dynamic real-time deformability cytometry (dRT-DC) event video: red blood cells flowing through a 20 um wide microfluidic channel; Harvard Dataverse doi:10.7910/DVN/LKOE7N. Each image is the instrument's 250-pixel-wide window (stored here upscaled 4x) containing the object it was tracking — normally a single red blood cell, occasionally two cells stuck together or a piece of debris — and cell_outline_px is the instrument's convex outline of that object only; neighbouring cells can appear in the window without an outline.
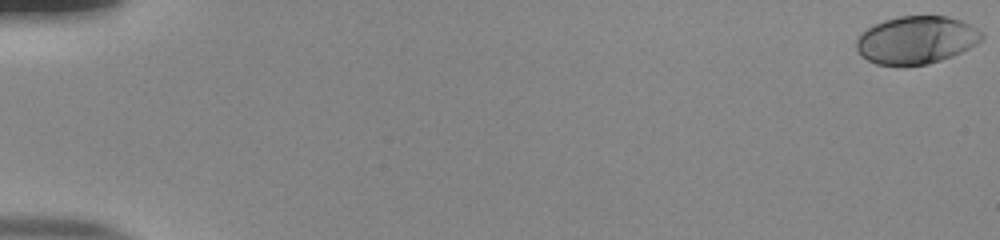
{"species": "human", "species_latin": "Homo sapiens", "temperature_condition": "room temperature", "stored_images_in_passage": 55, "camera_frame_rate_fps": 3000, "um_per_image_px": 0.085, "donor": {"sex": "male"}, "frame": {"image": 1, "passage_image": 1, "time_ms": 0.0, "image_size_px": [1000, 240], "cell_outline_px": [[984, 36], [976, 44], [952, 56], [928, 64], [904, 68], [900, 68], [876, 64], [860, 56], [856, 48], [856, 36], [860, 32], [884, 20], [900, 16], [948, 16], [960, 20], [984, 32]], "centroid_in_image_um": [77.83, 3.43], "position_along_channel_um": 7.2, "area_um2": 35.49}}
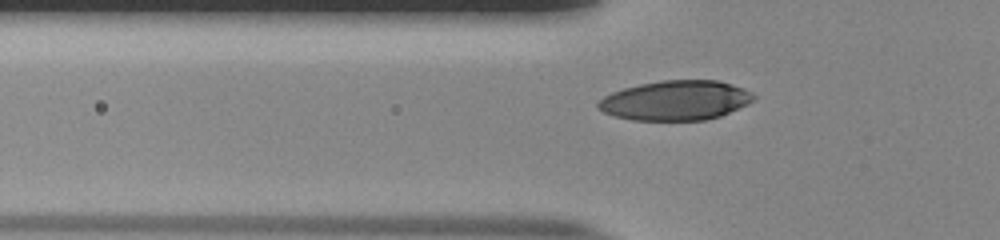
{"frame": {"image": 2, "passage_image": 20, "time_ms": 6.333, "image_size_px": [1000, 240], "cell_outline_px": [[756, 96], [748, 104], [720, 116], [704, 120], [632, 120], [616, 116], [604, 112], [596, 108], [596, 104], [604, 96], [612, 92], [624, 88], [640, 84], [664, 80], [716, 80], [732, 84], [744, 88], [752, 92]], "centroid_in_image_um": [57.43, 8.53], "position_along_channel_um": 68.4, "area_um2": 35.89}}
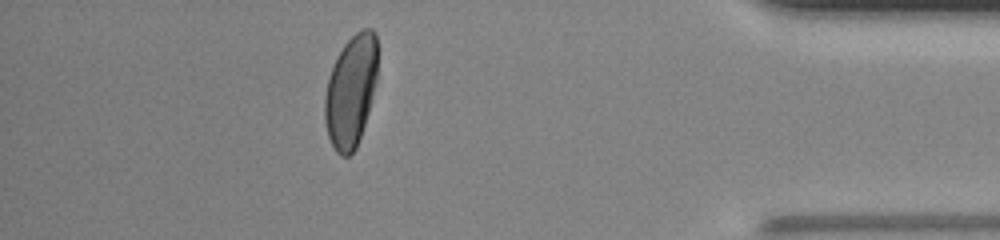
{"frame": {"image": 3, "passage_image": 49, "time_ms": 16.0, "image_size_px": [1000, 240], "cell_outline_px": [[376, 80], [368, 112], [356, 148], [348, 156], [340, 156], [336, 152], [328, 136], [324, 120], [324, 96], [328, 76], [344, 44], [356, 32], [364, 28], [372, 28], [376, 32]], "centroid_in_image_um": [29.8, 7.74], "position_along_channel_um": 405.4, "area_um2": 34.16}, "authors_computed_cell_mechanics": {"area_um2": 35.3158, "velocity_mm_per_s": 3.8795, "shape_relaxation_time_tau1_ms": 3.0613, "shape_relaxation_time_tau2_ms": null, "deformation_change_tau1": 0.166, "deformation_change_tau2": null}}